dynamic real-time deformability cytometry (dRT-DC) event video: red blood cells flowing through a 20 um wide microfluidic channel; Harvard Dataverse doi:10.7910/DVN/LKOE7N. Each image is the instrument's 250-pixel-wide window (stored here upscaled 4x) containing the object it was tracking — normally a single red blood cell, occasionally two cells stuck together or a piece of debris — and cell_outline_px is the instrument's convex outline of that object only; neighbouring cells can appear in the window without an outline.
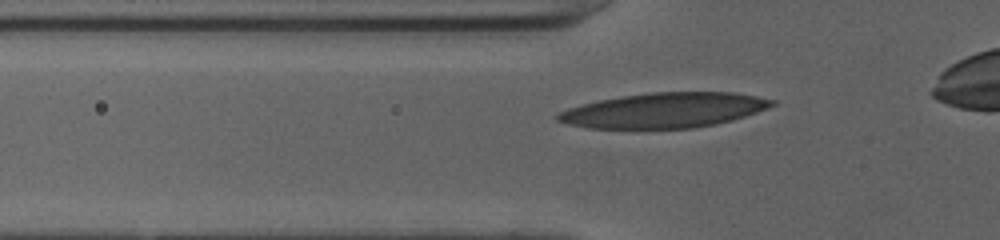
{"species": "human", "species_latin": "Homo sapiens", "temperature_condition": "cold", "stored_images_in_passage": 36, "camera_frame_rate_fps": 3000, "um_per_image_px": 0.085, "donor": {"sex": "female"}, "frame": {"image": 1, "passage_image": 7, "time_ms": 2.0, "image_size_px": [1000, 240], "cell_outline_px": [[776, 104], [768, 108], [732, 120], [716, 124], [692, 128], [588, 128], [568, 124], [556, 120], [556, 116], [560, 112], [568, 108], [600, 100], [624, 96], [652, 92], [732, 92], [756, 96], [776, 100]], "centroid_in_image_um": [56.49, 9.37], "position_along_channel_um": 69.3, "area_um2": 43.35}}
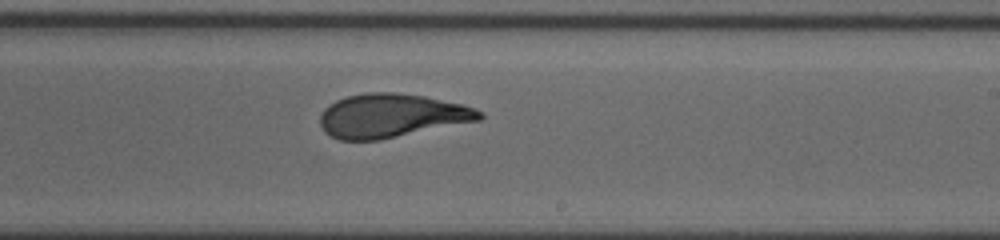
{"frame": {"image": 2, "passage_image": 21, "time_ms": 6.667, "image_size_px": [1000, 240], "cell_outline_px": [[484, 116], [480, 120], [380, 140], [340, 140], [328, 136], [324, 132], [320, 124], [320, 116], [324, 108], [328, 104], [344, 96], [364, 92], [396, 92], [424, 96], [464, 104], [476, 108], [484, 112]], "centroid_in_image_um": [33.26, 9.83], "position_along_channel_um": 255.7, "area_um2": 41.15}}
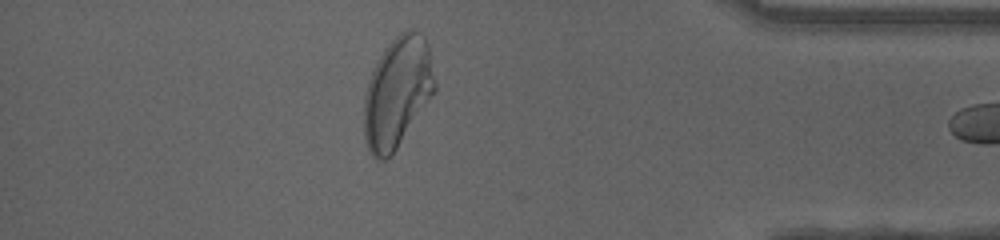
{"frame": {"image": 3, "passage_image": 34, "time_ms": 11.0, "image_size_px": [1000, 240], "cell_outline_px": [[436, 88], [432, 96], [396, 148], [384, 160], [376, 160], [372, 156], [364, 140], [364, 96], [368, 80], [384, 48], [400, 32], [408, 28], [412, 28], [420, 32], [424, 36], [428, 44], [436, 84]], "centroid_in_image_um": [33.77, 7.82], "position_along_channel_um": 401.4, "area_um2": 45.43}}